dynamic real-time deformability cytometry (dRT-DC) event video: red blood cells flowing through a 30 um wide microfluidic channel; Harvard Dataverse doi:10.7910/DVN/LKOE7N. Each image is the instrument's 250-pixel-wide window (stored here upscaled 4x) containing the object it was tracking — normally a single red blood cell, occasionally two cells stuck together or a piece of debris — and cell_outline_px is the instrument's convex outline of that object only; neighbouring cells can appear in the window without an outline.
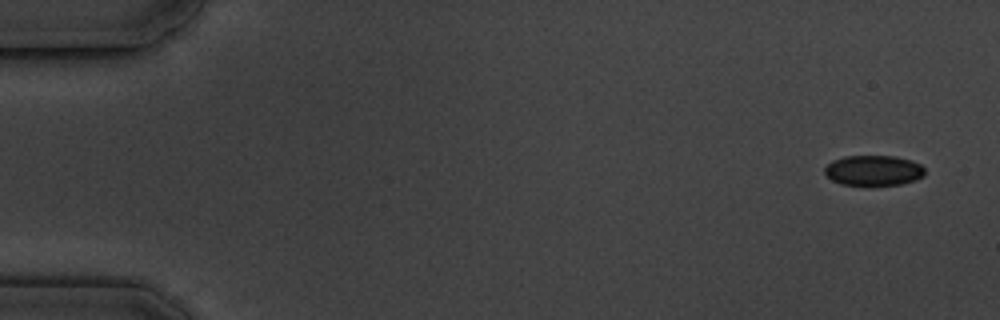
{"species": "common noctule bat (a hibernating species)", "species_latin": "Nyctalus noctula", "temperature_condition": "cold", "stored_images_in_passage": 6, "camera_frame_rate_fps": 3000, "um_per_image_px": 0.085, "animal": {"sex": "male", "body_mass_g": 19.5, "forearm_length_mm": 54.6}, "frame": {"image": 1, "passage_image": 1, "time_ms": 0.0, "image_size_px": [1000, 320], "cell_outline_px": [[924, 176], [916, 180], [900, 184], [868, 188], [840, 184], [832, 180], [824, 172], [824, 168], [832, 160], [844, 156], [896, 156], [912, 160], [920, 164], [924, 168]], "centroid_in_image_um": [74.24, 14.53], "position_along_channel_um": 10.8, "area_um2": 18.44}}
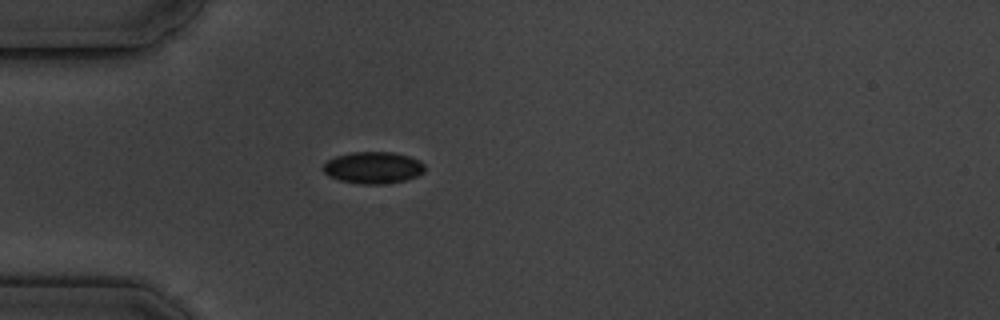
{"frame": {"image": 2, "passage_image": 5, "time_ms": 4.667, "image_size_px": [1000, 320], "cell_outline_px": [[424, 172], [416, 176], [404, 180], [380, 184], [360, 184], [340, 180], [328, 176], [324, 172], [324, 164], [328, 160], [336, 156], [352, 152], [392, 152], [408, 156], [420, 160], [424, 164]], "centroid_in_image_um": [31.72, 14.24], "position_along_channel_um": 53.3, "area_um2": 18.67}}